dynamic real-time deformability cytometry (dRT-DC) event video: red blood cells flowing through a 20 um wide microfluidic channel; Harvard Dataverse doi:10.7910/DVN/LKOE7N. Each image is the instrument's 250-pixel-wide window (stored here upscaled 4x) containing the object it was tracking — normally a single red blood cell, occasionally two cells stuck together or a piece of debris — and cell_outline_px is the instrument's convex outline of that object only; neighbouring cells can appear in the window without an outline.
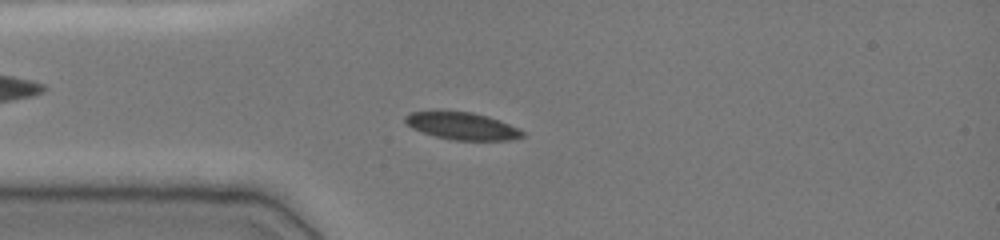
{"species": "common noctule bat (a hibernating species)", "species_latin": "Nyctalus noctula", "temperature_condition": "cold", "stored_images_in_passage": 45, "camera_frame_rate_fps": 3000, "um_per_image_px": 0.085, "animal": {"sex": "female", "body_mass_g": 19.0, "forearm_length_mm": 51.5}, "frame": {"image": 1, "passage_image": 9, "time_ms": 2.667, "image_size_px": [1000, 240], "cell_outline_px": [[524, 136], [512, 140], [452, 140], [436, 136], [412, 128], [404, 120], [404, 116], [408, 112], [472, 112], [488, 116], [500, 120], [520, 128], [524, 132]], "centroid_in_image_um": [39.33, 10.72], "position_along_channel_um": 45.7, "area_um2": 18.5}}
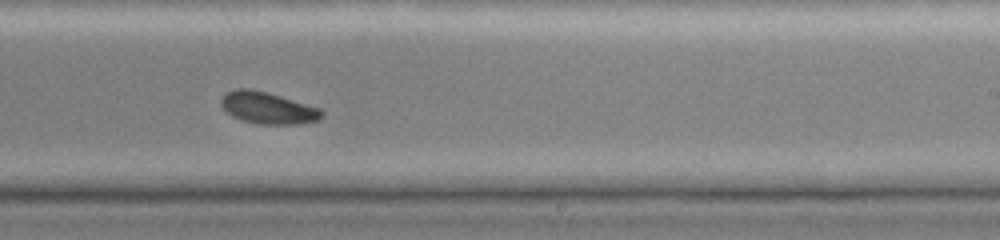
{"frame": {"image": 2, "passage_image": 27, "time_ms": 8.667, "image_size_px": [1000, 240], "cell_outline_px": [[324, 116], [320, 120], [296, 124], [260, 124], [244, 120], [232, 116], [220, 104], [220, 100], [224, 92], [236, 88], [248, 88], [268, 92], [320, 108], [324, 112]], "centroid_in_image_um": [22.77, 9.16], "position_along_channel_um": 266.2, "area_um2": 18.73}}
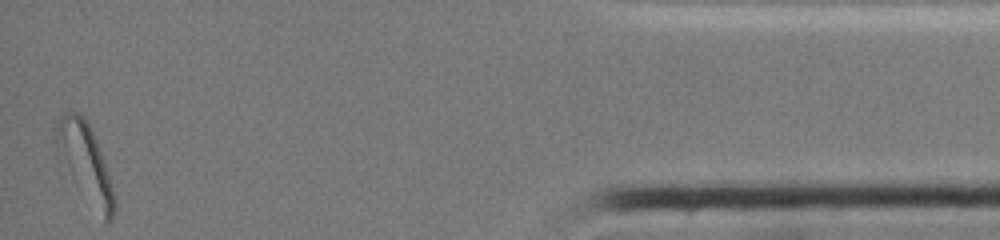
{"frame": {"image": 3, "passage_image": 45, "time_ms": 14.667, "image_size_px": [1000, 240], "cell_outline_px": [[116, 208], [112, 220], [108, 224], [104, 224], [60, 164], [56, 140], [56, 128], [64, 112], [76, 112], [88, 124], [96, 140], [116, 196]], "centroid_in_image_um": [7.27, 13.99], "position_along_channel_um": 427.9, "area_um2": 26.36}, "authors_computed_cell_mechanics": {"area_um2": 19.2474, "velocity_mm_per_s": 3.8281, "shape_relaxation_time_tau1_ms": 2.5951, "shape_relaxation_time_tau2_ms": null, "deformation_change_tau1": 0.0744, "deformation_change_tau2": null}}